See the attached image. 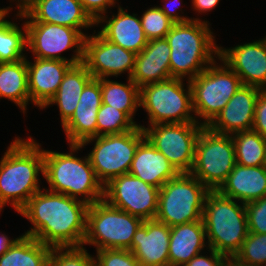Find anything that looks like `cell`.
I'll return each instance as SVG.
<instances>
[{"label":"cell","mask_w":266,"mask_h":266,"mask_svg":"<svg viewBox=\"0 0 266 266\" xmlns=\"http://www.w3.org/2000/svg\"><path fill=\"white\" fill-rule=\"evenodd\" d=\"M202 221L208 247L229 259L240 251L249 233L245 204L210 190L206 196Z\"/></svg>","instance_id":"obj_5"},{"label":"cell","mask_w":266,"mask_h":266,"mask_svg":"<svg viewBox=\"0 0 266 266\" xmlns=\"http://www.w3.org/2000/svg\"><path fill=\"white\" fill-rule=\"evenodd\" d=\"M25 22H45L80 30L96 26L79 0H40L25 15Z\"/></svg>","instance_id":"obj_21"},{"label":"cell","mask_w":266,"mask_h":266,"mask_svg":"<svg viewBox=\"0 0 266 266\" xmlns=\"http://www.w3.org/2000/svg\"><path fill=\"white\" fill-rule=\"evenodd\" d=\"M138 126L123 111L101 104L97 112V136L122 134Z\"/></svg>","instance_id":"obj_33"},{"label":"cell","mask_w":266,"mask_h":266,"mask_svg":"<svg viewBox=\"0 0 266 266\" xmlns=\"http://www.w3.org/2000/svg\"><path fill=\"white\" fill-rule=\"evenodd\" d=\"M233 259L242 266H266V233L249 232Z\"/></svg>","instance_id":"obj_34"},{"label":"cell","mask_w":266,"mask_h":266,"mask_svg":"<svg viewBox=\"0 0 266 266\" xmlns=\"http://www.w3.org/2000/svg\"><path fill=\"white\" fill-rule=\"evenodd\" d=\"M88 206L82 200L43 188L18 213L33 225L24 235L51 248L79 247L86 235Z\"/></svg>","instance_id":"obj_1"},{"label":"cell","mask_w":266,"mask_h":266,"mask_svg":"<svg viewBox=\"0 0 266 266\" xmlns=\"http://www.w3.org/2000/svg\"><path fill=\"white\" fill-rule=\"evenodd\" d=\"M102 103L123 111L133 122V116L140 107V88L128 78V83L101 79Z\"/></svg>","instance_id":"obj_30"},{"label":"cell","mask_w":266,"mask_h":266,"mask_svg":"<svg viewBox=\"0 0 266 266\" xmlns=\"http://www.w3.org/2000/svg\"><path fill=\"white\" fill-rule=\"evenodd\" d=\"M252 130L266 138V90L258 95Z\"/></svg>","instance_id":"obj_39"},{"label":"cell","mask_w":266,"mask_h":266,"mask_svg":"<svg viewBox=\"0 0 266 266\" xmlns=\"http://www.w3.org/2000/svg\"><path fill=\"white\" fill-rule=\"evenodd\" d=\"M210 252V257L207 255H202V253L194 256L189 262L183 266H226L228 257L223 254L217 253L212 248H208Z\"/></svg>","instance_id":"obj_41"},{"label":"cell","mask_w":266,"mask_h":266,"mask_svg":"<svg viewBox=\"0 0 266 266\" xmlns=\"http://www.w3.org/2000/svg\"><path fill=\"white\" fill-rule=\"evenodd\" d=\"M140 19L148 40L165 38L175 24L161 11L159 6L147 9Z\"/></svg>","instance_id":"obj_36"},{"label":"cell","mask_w":266,"mask_h":266,"mask_svg":"<svg viewBox=\"0 0 266 266\" xmlns=\"http://www.w3.org/2000/svg\"><path fill=\"white\" fill-rule=\"evenodd\" d=\"M136 54L105 39L99 32L84 41L83 64L94 79L108 78L127 72L131 77Z\"/></svg>","instance_id":"obj_15"},{"label":"cell","mask_w":266,"mask_h":266,"mask_svg":"<svg viewBox=\"0 0 266 266\" xmlns=\"http://www.w3.org/2000/svg\"><path fill=\"white\" fill-rule=\"evenodd\" d=\"M16 1V0H15ZM40 0H17L16 7L18 8L17 15H25L33 6H35Z\"/></svg>","instance_id":"obj_44"},{"label":"cell","mask_w":266,"mask_h":266,"mask_svg":"<svg viewBox=\"0 0 266 266\" xmlns=\"http://www.w3.org/2000/svg\"><path fill=\"white\" fill-rule=\"evenodd\" d=\"M235 148L236 163L242 166H264L266 138L259 133L239 131L231 134Z\"/></svg>","instance_id":"obj_31"},{"label":"cell","mask_w":266,"mask_h":266,"mask_svg":"<svg viewBox=\"0 0 266 266\" xmlns=\"http://www.w3.org/2000/svg\"><path fill=\"white\" fill-rule=\"evenodd\" d=\"M15 239H9L5 234H0V256H2L10 246L15 242Z\"/></svg>","instance_id":"obj_45"},{"label":"cell","mask_w":266,"mask_h":266,"mask_svg":"<svg viewBox=\"0 0 266 266\" xmlns=\"http://www.w3.org/2000/svg\"><path fill=\"white\" fill-rule=\"evenodd\" d=\"M0 98L14 102L25 114L30 102L26 58L0 63Z\"/></svg>","instance_id":"obj_28"},{"label":"cell","mask_w":266,"mask_h":266,"mask_svg":"<svg viewBox=\"0 0 266 266\" xmlns=\"http://www.w3.org/2000/svg\"><path fill=\"white\" fill-rule=\"evenodd\" d=\"M219 2L220 0H192L193 9L199 13L211 11Z\"/></svg>","instance_id":"obj_43"},{"label":"cell","mask_w":266,"mask_h":266,"mask_svg":"<svg viewBox=\"0 0 266 266\" xmlns=\"http://www.w3.org/2000/svg\"><path fill=\"white\" fill-rule=\"evenodd\" d=\"M209 25L205 20H191L175 23L170 29L165 38L171 48V78L187 76L191 80L219 57V46Z\"/></svg>","instance_id":"obj_3"},{"label":"cell","mask_w":266,"mask_h":266,"mask_svg":"<svg viewBox=\"0 0 266 266\" xmlns=\"http://www.w3.org/2000/svg\"><path fill=\"white\" fill-rule=\"evenodd\" d=\"M49 266H95V258L83 247H55L49 257Z\"/></svg>","instance_id":"obj_35"},{"label":"cell","mask_w":266,"mask_h":266,"mask_svg":"<svg viewBox=\"0 0 266 266\" xmlns=\"http://www.w3.org/2000/svg\"><path fill=\"white\" fill-rule=\"evenodd\" d=\"M144 139V131L138 125L122 134L87 139L81 146L84 147L95 140L94 148L88 157L98 180L105 186L113 178L129 173L137 147Z\"/></svg>","instance_id":"obj_10"},{"label":"cell","mask_w":266,"mask_h":266,"mask_svg":"<svg viewBox=\"0 0 266 266\" xmlns=\"http://www.w3.org/2000/svg\"><path fill=\"white\" fill-rule=\"evenodd\" d=\"M69 148V153L43 149V177L49 184V191L82 200L88 205L102 200L104 186L98 180L89 157L79 158L74 155L82 149L81 145L70 144Z\"/></svg>","instance_id":"obj_4"},{"label":"cell","mask_w":266,"mask_h":266,"mask_svg":"<svg viewBox=\"0 0 266 266\" xmlns=\"http://www.w3.org/2000/svg\"><path fill=\"white\" fill-rule=\"evenodd\" d=\"M51 250L32 236L23 234L0 256V266H49Z\"/></svg>","instance_id":"obj_29"},{"label":"cell","mask_w":266,"mask_h":266,"mask_svg":"<svg viewBox=\"0 0 266 266\" xmlns=\"http://www.w3.org/2000/svg\"><path fill=\"white\" fill-rule=\"evenodd\" d=\"M44 176L41 145L32 137H15L0 160V212L10 204L19 212L40 189L39 174Z\"/></svg>","instance_id":"obj_2"},{"label":"cell","mask_w":266,"mask_h":266,"mask_svg":"<svg viewBox=\"0 0 266 266\" xmlns=\"http://www.w3.org/2000/svg\"><path fill=\"white\" fill-rule=\"evenodd\" d=\"M167 1V0H166ZM170 1V0H169ZM171 4L169 5H172V3H176V2H180L179 0H171L170 1ZM181 4V3H179ZM176 5V4H175ZM177 6V5H176ZM179 7V6H178ZM159 8L161 9V11L168 17L170 18L173 22L175 23H184V22H187V21H191V20H200L199 18H188V17H184V15H180V12L177 13V7L173 9L170 8L168 5H163V7L159 6Z\"/></svg>","instance_id":"obj_42"},{"label":"cell","mask_w":266,"mask_h":266,"mask_svg":"<svg viewBox=\"0 0 266 266\" xmlns=\"http://www.w3.org/2000/svg\"><path fill=\"white\" fill-rule=\"evenodd\" d=\"M6 16L0 20V63L26 58L23 53L27 49L26 24H22V29L17 23L6 20Z\"/></svg>","instance_id":"obj_32"},{"label":"cell","mask_w":266,"mask_h":266,"mask_svg":"<svg viewBox=\"0 0 266 266\" xmlns=\"http://www.w3.org/2000/svg\"><path fill=\"white\" fill-rule=\"evenodd\" d=\"M101 104V79L93 78L84 87L73 115L62 125L69 145H81L97 136V112Z\"/></svg>","instance_id":"obj_18"},{"label":"cell","mask_w":266,"mask_h":266,"mask_svg":"<svg viewBox=\"0 0 266 266\" xmlns=\"http://www.w3.org/2000/svg\"><path fill=\"white\" fill-rule=\"evenodd\" d=\"M30 101L42 109L55 95L67 71L74 65L68 61L34 58L26 59Z\"/></svg>","instance_id":"obj_20"},{"label":"cell","mask_w":266,"mask_h":266,"mask_svg":"<svg viewBox=\"0 0 266 266\" xmlns=\"http://www.w3.org/2000/svg\"><path fill=\"white\" fill-rule=\"evenodd\" d=\"M248 229L251 233H266V196L245 204Z\"/></svg>","instance_id":"obj_38"},{"label":"cell","mask_w":266,"mask_h":266,"mask_svg":"<svg viewBox=\"0 0 266 266\" xmlns=\"http://www.w3.org/2000/svg\"><path fill=\"white\" fill-rule=\"evenodd\" d=\"M261 91L255 86L242 85L207 127L214 133L226 135L252 130L256 101Z\"/></svg>","instance_id":"obj_17"},{"label":"cell","mask_w":266,"mask_h":266,"mask_svg":"<svg viewBox=\"0 0 266 266\" xmlns=\"http://www.w3.org/2000/svg\"><path fill=\"white\" fill-rule=\"evenodd\" d=\"M96 254L95 266H141L130 250L101 249Z\"/></svg>","instance_id":"obj_37"},{"label":"cell","mask_w":266,"mask_h":266,"mask_svg":"<svg viewBox=\"0 0 266 266\" xmlns=\"http://www.w3.org/2000/svg\"><path fill=\"white\" fill-rule=\"evenodd\" d=\"M264 166L266 167V148H265V162H264Z\"/></svg>","instance_id":"obj_49"},{"label":"cell","mask_w":266,"mask_h":266,"mask_svg":"<svg viewBox=\"0 0 266 266\" xmlns=\"http://www.w3.org/2000/svg\"><path fill=\"white\" fill-rule=\"evenodd\" d=\"M92 79V75L83 63L73 65L65 74L55 95L42 109L57 104L63 125L73 115L84 87Z\"/></svg>","instance_id":"obj_27"},{"label":"cell","mask_w":266,"mask_h":266,"mask_svg":"<svg viewBox=\"0 0 266 266\" xmlns=\"http://www.w3.org/2000/svg\"><path fill=\"white\" fill-rule=\"evenodd\" d=\"M226 266H242L238 264L234 259H228Z\"/></svg>","instance_id":"obj_46"},{"label":"cell","mask_w":266,"mask_h":266,"mask_svg":"<svg viewBox=\"0 0 266 266\" xmlns=\"http://www.w3.org/2000/svg\"><path fill=\"white\" fill-rule=\"evenodd\" d=\"M223 63V65H222ZM216 60L195 78L189 80L196 120L207 127L243 85L240 77L224 62ZM217 64V65H216Z\"/></svg>","instance_id":"obj_8"},{"label":"cell","mask_w":266,"mask_h":266,"mask_svg":"<svg viewBox=\"0 0 266 266\" xmlns=\"http://www.w3.org/2000/svg\"><path fill=\"white\" fill-rule=\"evenodd\" d=\"M218 59L240 77L243 85L266 90V37L231 49L219 47Z\"/></svg>","instance_id":"obj_16"},{"label":"cell","mask_w":266,"mask_h":266,"mask_svg":"<svg viewBox=\"0 0 266 266\" xmlns=\"http://www.w3.org/2000/svg\"><path fill=\"white\" fill-rule=\"evenodd\" d=\"M170 227L156 219L145 220L134 234L131 249L141 266H170Z\"/></svg>","instance_id":"obj_19"},{"label":"cell","mask_w":266,"mask_h":266,"mask_svg":"<svg viewBox=\"0 0 266 266\" xmlns=\"http://www.w3.org/2000/svg\"><path fill=\"white\" fill-rule=\"evenodd\" d=\"M6 15L5 11H0V20Z\"/></svg>","instance_id":"obj_48"},{"label":"cell","mask_w":266,"mask_h":266,"mask_svg":"<svg viewBox=\"0 0 266 266\" xmlns=\"http://www.w3.org/2000/svg\"><path fill=\"white\" fill-rule=\"evenodd\" d=\"M118 13L106 20L108 15L102 16L97 22L106 23L98 31L108 41L123 47L135 54L140 53L148 44V39L144 33L141 19L137 14L130 15L121 6H118Z\"/></svg>","instance_id":"obj_23"},{"label":"cell","mask_w":266,"mask_h":266,"mask_svg":"<svg viewBox=\"0 0 266 266\" xmlns=\"http://www.w3.org/2000/svg\"><path fill=\"white\" fill-rule=\"evenodd\" d=\"M145 138L179 173H190L195 160V146L201 130L200 122L154 124L144 127Z\"/></svg>","instance_id":"obj_12"},{"label":"cell","mask_w":266,"mask_h":266,"mask_svg":"<svg viewBox=\"0 0 266 266\" xmlns=\"http://www.w3.org/2000/svg\"><path fill=\"white\" fill-rule=\"evenodd\" d=\"M218 191L239 203L247 204L266 196V167L235 164Z\"/></svg>","instance_id":"obj_24"},{"label":"cell","mask_w":266,"mask_h":266,"mask_svg":"<svg viewBox=\"0 0 266 266\" xmlns=\"http://www.w3.org/2000/svg\"><path fill=\"white\" fill-rule=\"evenodd\" d=\"M11 9H13V8H11L10 6L9 7H7V8H0V11H5L6 12V14L8 15L9 14V12L11 11Z\"/></svg>","instance_id":"obj_47"},{"label":"cell","mask_w":266,"mask_h":266,"mask_svg":"<svg viewBox=\"0 0 266 266\" xmlns=\"http://www.w3.org/2000/svg\"><path fill=\"white\" fill-rule=\"evenodd\" d=\"M129 173L159 189L179 174L166 156L146 138L137 147Z\"/></svg>","instance_id":"obj_25"},{"label":"cell","mask_w":266,"mask_h":266,"mask_svg":"<svg viewBox=\"0 0 266 266\" xmlns=\"http://www.w3.org/2000/svg\"><path fill=\"white\" fill-rule=\"evenodd\" d=\"M159 191V188L126 173L104 186L103 199L111 206L145 221L155 219L157 215Z\"/></svg>","instance_id":"obj_14"},{"label":"cell","mask_w":266,"mask_h":266,"mask_svg":"<svg viewBox=\"0 0 266 266\" xmlns=\"http://www.w3.org/2000/svg\"><path fill=\"white\" fill-rule=\"evenodd\" d=\"M170 51L171 48L166 38L149 40L146 47L136 54L135 66L130 79L139 88L171 79Z\"/></svg>","instance_id":"obj_22"},{"label":"cell","mask_w":266,"mask_h":266,"mask_svg":"<svg viewBox=\"0 0 266 266\" xmlns=\"http://www.w3.org/2000/svg\"><path fill=\"white\" fill-rule=\"evenodd\" d=\"M209 191L191 173H179L160 188L155 219L169 227L202 221L204 203Z\"/></svg>","instance_id":"obj_6"},{"label":"cell","mask_w":266,"mask_h":266,"mask_svg":"<svg viewBox=\"0 0 266 266\" xmlns=\"http://www.w3.org/2000/svg\"><path fill=\"white\" fill-rule=\"evenodd\" d=\"M183 80L171 78L140 88V107L147 112L149 126L197 122L196 117L192 114L194 111L190 83L188 80L186 90Z\"/></svg>","instance_id":"obj_9"},{"label":"cell","mask_w":266,"mask_h":266,"mask_svg":"<svg viewBox=\"0 0 266 266\" xmlns=\"http://www.w3.org/2000/svg\"><path fill=\"white\" fill-rule=\"evenodd\" d=\"M236 164L231 135L217 134L204 127L196 141L191 174L209 190H218Z\"/></svg>","instance_id":"obj_11"},{"label":"cell","mask_w":266,"mask_h":266,"mask_svg":"<svg viewBox=\"0 0 266 266\" xmlns=\"http://www.w3.org/2000/svg\"><path fill=\"white\" fill-rule=\"evenodd\" d=\"M85 12L96 23L107 12V8L113 7L117 0H79Z\"/></svg>","instance_id":"obj_40"},{"label":"cell","mask_w":266,"mask_h":266,"mask_svg":"<svg viewBox=\"0 0 266 266\" xmlns=\"http://www.w3.org/2000/svg\"><path fill=\"white\" fill-rule=\"evenodd\" d=\"M27 49L34 58L68 61L74 65L83 63L84 32L68 26L45 22H25ZM74 50L70 59L62 57L61 52Z\"/></svg>","instance_id":"obj_13"},{"label":"cell","mask_w":266,"mask_h":266,"mask_svg":"<svg viewBox=\"0 0 266 266\" xmlns=\"http://www.w3.org/2000/svg\"><path fill=\"white\" fill-rule=\"evenodd\" d=\"M141 218L111 206L104 199L88 206L86 235L83 246L94 245L97 250H130Z\"/></svg>","instance_id":"obj_7"},{"label":"cell","mask_w":266,"mask_h":266,"mask_svg":"<svg viewBox=\"0 0 266 266\" xmlns=\"http://www.w3.org/2000/svg\"><path fill=\"white\" fill-rule=\"evenodd\" d=\"M205 242L207 241L203 221L170 227L168 250L170 266H183L205 247L208 249Z\"/></svg>","instance_id":"obj_26"}]
</instances>
